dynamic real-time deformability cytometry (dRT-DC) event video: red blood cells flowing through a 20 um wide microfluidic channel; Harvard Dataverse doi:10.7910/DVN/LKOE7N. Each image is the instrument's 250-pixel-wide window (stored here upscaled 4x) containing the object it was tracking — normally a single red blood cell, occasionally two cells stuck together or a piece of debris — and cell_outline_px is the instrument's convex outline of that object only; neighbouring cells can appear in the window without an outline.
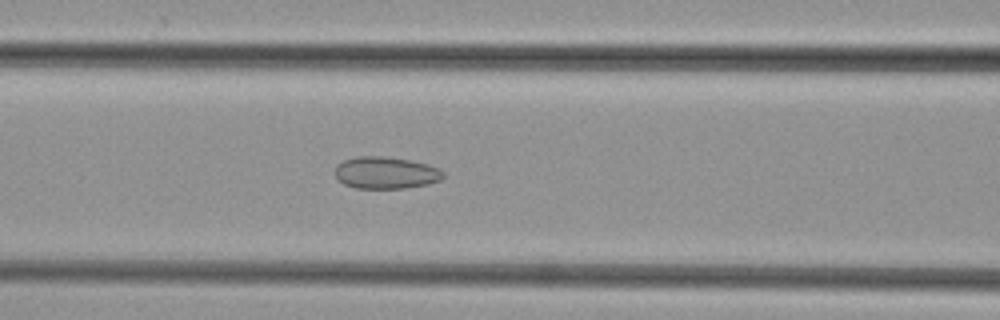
{"species": "common noctule bat (a hibernating species)", "species_latin": "Nyctalus noctula", "temperature_condition": "cold", "stored_images_in_passage": 30, "camera_frame_rate_fps": 3000, "um_per_image_px": 0.085, "animal": {"sex": "female", "body_mass_g": 29.2, "forearm_length_mm": 56.3}, "frame": {"image": 1, "passage_image": 8, "time_ms": 2.333, "image_size_px": [1000, 320], "cell_outline_px": [[444, 176], [440, 180], [428, 184], [404, 188], [356, 188], [344, 184], [336, 176], [336, 164], [344, 160], [356, 156], [384, 156], [408, 160], [428, 164], [440, 168], [444, 172]], "centroid_in_image_um": [32.81, 14.68], "position_along_channel_um": 133.8, "area_um2": 20.17}}
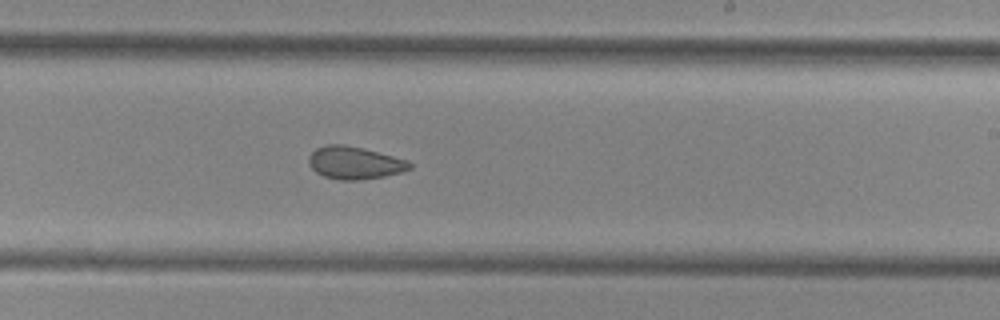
{"frame": {"image": 2, "passage_image": 17, "time_ms": 5.333, "image_size_px": [1000, 320], "cell_outline_px": [[412, 168], [400, 172], [384, 176], [360, 180], [340, 180], [324, 176], [316, 172], [308, 164], [308, 156], [316, 148], [328, 144], [344, 144], [364, 148], [408, 160], [412, 164]], "centroid_in_image_um": [30.13, 13.83], "position_along_channel_um": 258.9, "area_um2": 19.25}}
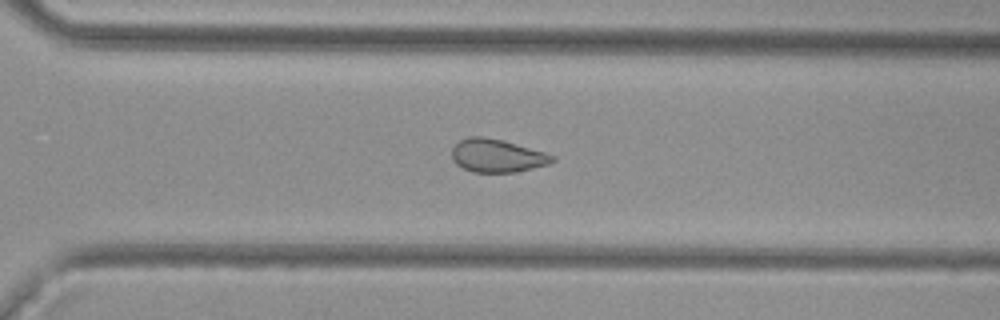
{"frame": {"image": 3, "passage_image": 22, "time_ms": 7.0, "image_size_px": [1000, 320], "cell_outline_px": [[556, 160], [548, 164], [516, 172], [472, 172], [456, 164], [452, 160], [452, 148], [460, 140], [468, 136], [484, 136], [504, 140], [544, 152], [556, 156]], "centroid_in_image_um": [42.24, 13.22], "position_along_channel_um": 328.4, "area_um2": 19.48}}